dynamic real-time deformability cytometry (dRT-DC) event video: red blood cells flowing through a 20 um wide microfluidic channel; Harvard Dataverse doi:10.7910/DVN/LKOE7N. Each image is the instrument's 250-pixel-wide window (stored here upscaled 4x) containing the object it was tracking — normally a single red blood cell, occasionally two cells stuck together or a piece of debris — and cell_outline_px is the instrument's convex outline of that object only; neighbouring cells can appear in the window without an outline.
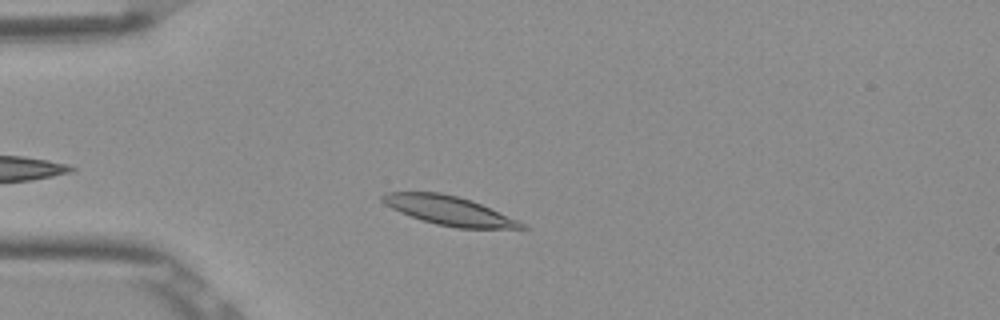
{"species": "Egyptian fruit bat (a non-hibernating species)", "species_latin": "Rousettus aegyptiacus", "temperature_condition": "room temperature", "stored_images_in_passage": 2, "camera_frame_rate_fps": 3000, "um_per_image_px": 0.085, "frame": {"image": 1, "passage_image": 2, "time_ms": 0.333, "image_size_px": [1000, 320], "cell_outline_px": [[528, 228], [456, 228], [436, 224], [400, 212], [384, 204], [380, 200], [380, 196], [388, 192], [440, 192], [472, 200], [516, 220], [524, 224]], "centroid_in_image_um": [38.11, 17.88], "position_along_channel_um": 46.9, "area_um2": 23.06}}